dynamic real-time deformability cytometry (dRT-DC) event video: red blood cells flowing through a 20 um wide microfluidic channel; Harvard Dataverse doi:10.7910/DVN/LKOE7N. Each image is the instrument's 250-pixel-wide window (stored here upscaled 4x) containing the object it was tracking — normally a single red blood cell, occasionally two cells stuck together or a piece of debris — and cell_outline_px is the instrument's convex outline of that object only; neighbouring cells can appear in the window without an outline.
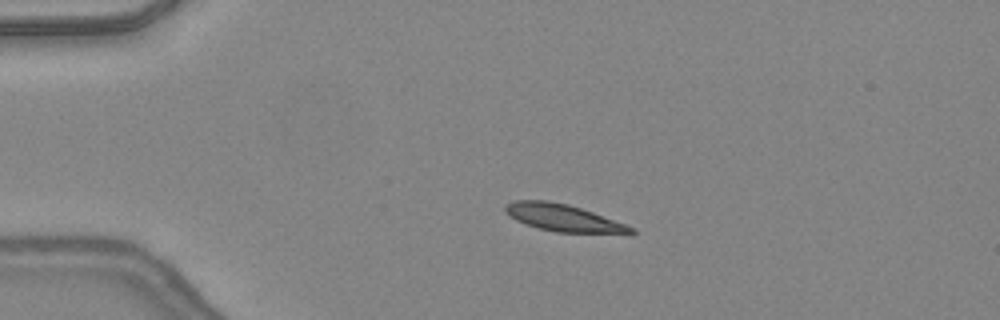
{"species": "common noctule bat (a hibernating species)", "species_latin": "Nyctalus noctula", "temperature_condition": "warm", "stored_images_in_passage": 40, "camera_frame_rate_fps": 3000, "um_per_image_px": 0.085, "animal": {"sex": "female", "body_mass_g": 24.6, "forearm_length_mm": 56.2}, "frame": {"image": 1, "passage_image": 3, "time_ms": 0.667, "image_size_px": [1000, 320], "cell_outline_px": [[636, 232], [556, 232], [540, 228], [516, 220], [508, 216], [504, 212], [504, 204], [516, 200], [548, 200], [568, 204], [592, 212], [624, 224], [632, 228]], "centroid_in_image_um": [47.72, 18.47], "position_along_channel_um": 37.3, "area_um2": 19.19}}
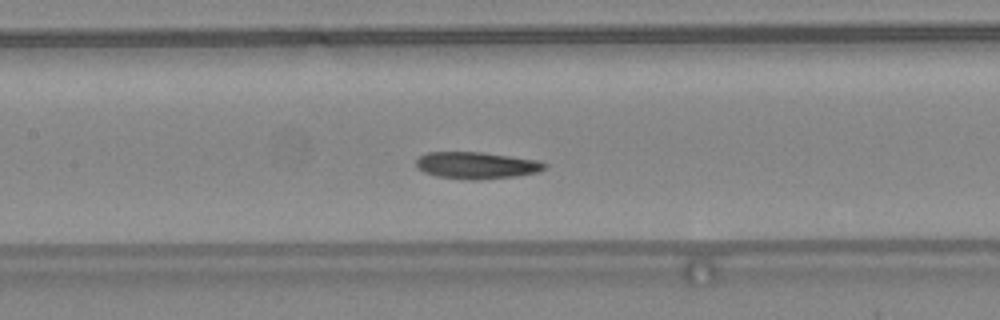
{"frame": {"image": 2, "passage_image": 15, "time_ms": 4.667, "image_size_px": [1000, 320], "cell_outline_px": [[548, 168], [536, 172], [516, 176], [480, 180], [468, 180], [436, 176], [424, 172], [416, 168], [416, 160], [420, 156], [428, 152], [480, 152], [536, 160], [548, 164]], "centroid_in_image_um": [40.49, 14.06], "position_along_channel_um": 166.9, "area_um2": 20.11}}
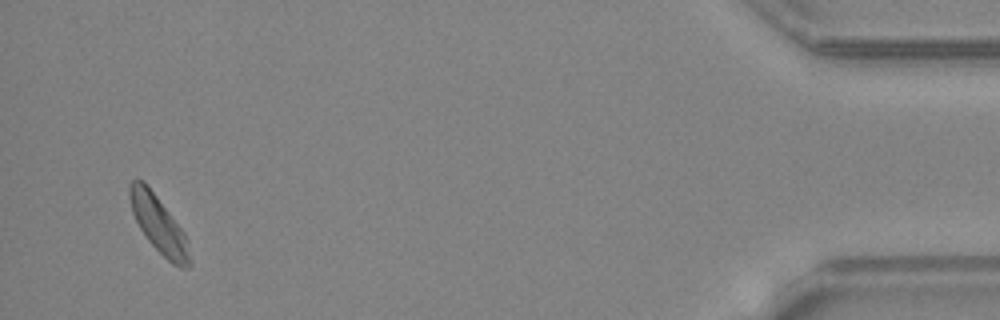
{"frame": {"image": 3, "passage_image": 38, "time_ms": 12.333, "image_size_px": [1000, 320], "cell_outline_px": [[192, 264], [188, 268], [180, 268], [172, 264], [148, 240], [140, 228], [132, 212], [128, 196], [128, 184], [136, 176], [144, 180], [184, 232], [188, 240], [192, 260]], "centroid_in_image_um": [13.49, 19.07], "position_along_channel_um": 421.7, "area_um2": 20.11}, "authors_computed_cell_mechanics": {"area_um2": 19.8254, "velocity_mm_per_s": 4.3548, "shape_relaxation_time_tau1_ms": 5.3962, "shape_relaxation_time_tau2_ms": 2.4117, "deformation_change_tau1": 0.1376, "deformation_change_tau2": 0.0817}}